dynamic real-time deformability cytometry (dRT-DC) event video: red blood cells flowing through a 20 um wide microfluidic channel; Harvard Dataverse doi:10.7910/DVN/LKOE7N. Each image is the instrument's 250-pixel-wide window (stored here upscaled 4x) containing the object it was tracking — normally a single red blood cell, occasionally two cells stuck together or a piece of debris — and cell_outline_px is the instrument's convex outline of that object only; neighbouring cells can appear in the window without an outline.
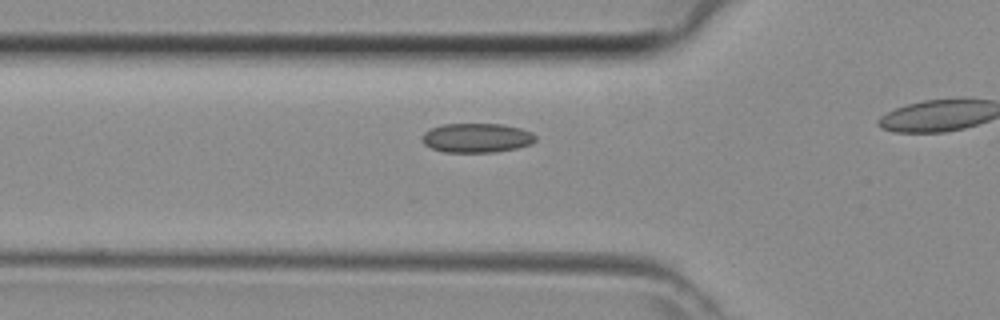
{"species": "common noctule bat (a hibernating species)", "species_latin": "Nyctalus noctula", "temperature_condition": "room temperature", "stored_images_in_passage": 8, "camera_frame_rate_fps": 3000, "um_per_image_px": 0.085, "animal": {"sex": "female", "body_mass_g": 29.2, "forearm_length_mm": 56.3}, "frame": {"image": 1, "passage_image": 4, "time_ms": 1.0, "image_size_px": [1000, 320], "cell_outline_px": [[536, 140], [532, 144], [516, 148], [496, 152], [444, 152], [432, 148], [424, 144], [420, 140], [424, 132], [428, 128], [440, 124], [504, 124], [520, 128], [532, 132], [536, 136]], "centroid_in_image_um": [40.5, 11.71], "position_along_channel_um": 85.3, "area_um2": 19.65}}
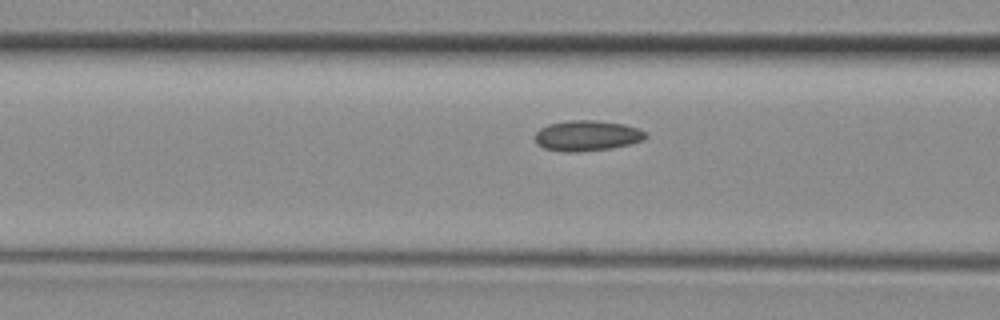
{"frame": {"image": 2, "passage_image": 6, "time_ms": 1.667, "image_size_px": [1000, 320], "cell_outline_px": [[648, 136], [644, 140], [612, 148], [576, 152], [568, 152], [544, 148], [536, 144], [536, 132], [540, 128], [548, 124], [568, 120], [596, 120], [624, 124], [640, 128]], "centroid_in_image_um": [49.91, 11.52], "position_along_channel_um": 116.7, "area_um2": 19.71}}